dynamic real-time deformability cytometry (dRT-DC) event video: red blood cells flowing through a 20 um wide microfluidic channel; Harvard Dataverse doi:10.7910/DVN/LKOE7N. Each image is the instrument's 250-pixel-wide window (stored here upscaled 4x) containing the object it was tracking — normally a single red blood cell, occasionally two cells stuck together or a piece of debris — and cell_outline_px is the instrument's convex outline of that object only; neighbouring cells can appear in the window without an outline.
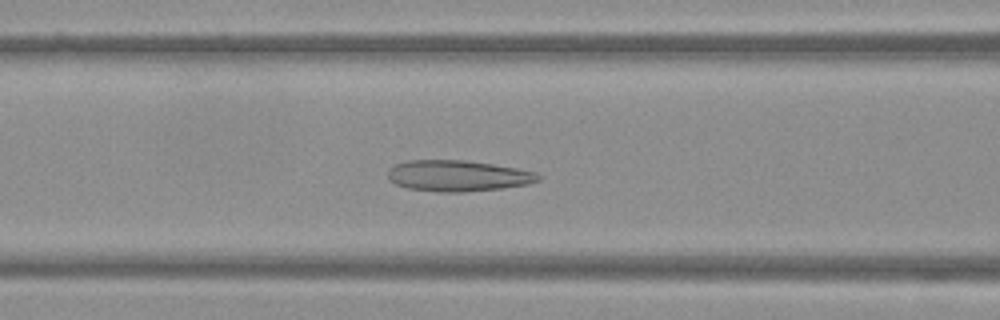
{"species": "Egyptian fruit bat (a non-hibernating species)", "species_latin": "Rousettus aegyptiacus", "temperature_condition": "warm", "stored_images_in_passage": 43, "camera_frame_rate_fps": 3000, "um_per_image_px": 0.085, "frame": {"image": 1, "passage_image": 19, "time_ms": 6.0, "image_size_px": [1000, 320], "cell_outline_px": [[540, 180], [528, 184], [504, 188], [464, 192], [436, 192], [408, 188], [396, 184], [388, 180], [388, 168], [396, 164], [408, 160], [464, 160], [492, 164], [516, 168], [536, 172], [540, 176]], "centroid_in_image_um": [38.9, 14.95], "position_along_channel_um": 127.7, "area_um2": 27.34}}
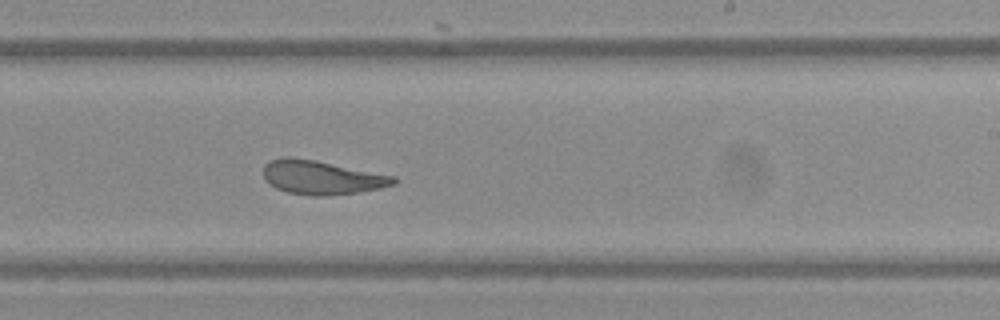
{"frame": {"image": 2, "passage_image": 29, "time_ms": 9.333, "image_size_px": [1000, 320], "cell_outline_px": [[400, 180], [396, 184], [380, 188], [356, 192], [328, 196], [312, 196], [288, 192], [276, 188], [268, 184], [264, 180], [264, 164], [268, 160], [284, 156], [292, 156], [316, 160], [396, 176]], "centroid_in_image_um": [27.33, 15.07], "position_along_channel_um": 261.7, "area_um2": 26.13}}
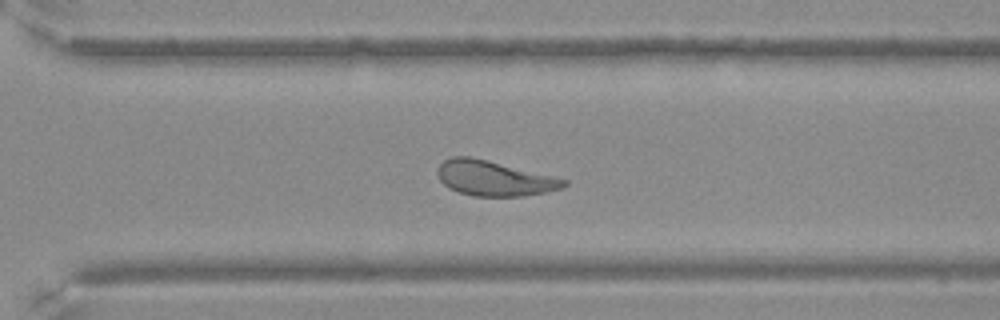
{"frame": {"image": 3, "passage_image": 34, "time_ms": 11.0, "image_size_px": [1000, 320], "cell_outline_px": [[568, 184], [560, 188], [544, 192], [524, 196], [472, 196], [448, 188], [440, 180], [436, 172], [436, 168], [444, 160], [452, 156], [472, 156], [568, 180]], "centroid_in_image_um": [41.94, 15.15], "position_along_channel_um": 328.7, "area_um2": 25.72}}